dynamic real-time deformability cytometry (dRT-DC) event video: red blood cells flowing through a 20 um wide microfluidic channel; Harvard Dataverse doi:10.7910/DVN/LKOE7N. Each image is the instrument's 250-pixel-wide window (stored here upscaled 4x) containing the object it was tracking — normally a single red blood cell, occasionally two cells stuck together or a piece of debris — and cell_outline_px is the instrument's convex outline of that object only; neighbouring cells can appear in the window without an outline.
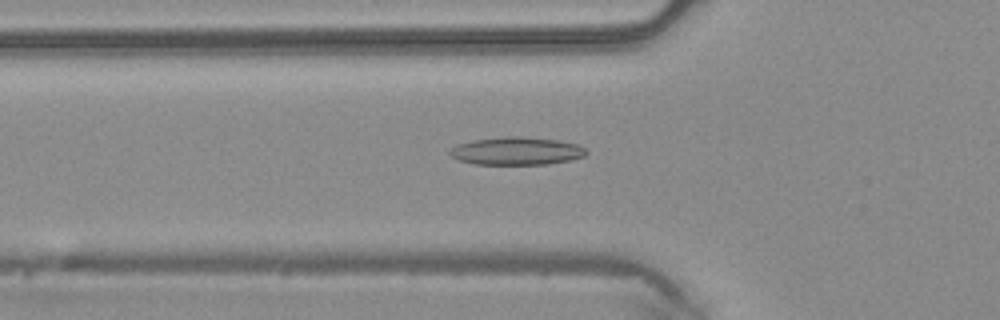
{"species": "common noctule bat (a hibernating species)", "species_latin": "Nyctalus noctula", "temperature_condition": "warm", "stored_images_in_passage": 43, "camera_frame_rate_fps": 3000, "um_per_image_px": 0.085, "animal": {"sex": "male", "body_mass_g": 20.4}, "frame": {"image": 1, "passage_image": 12, "time_ms": 3.667, "image_size_px": [1000, 320], "cell_outline_px": [[588, 152], [584, 156], [572, 160], [548, 164], [472, 164], [460, 160], [452, 156], [448, 152], [456, 144], [472, 140], [504, 136], [520, 136], [560, 140], [580, 144]], "centroid_in_image_um": [43.94, 12.83], "position_along_channel_um": 81.9, "area_um2": 22.37}}
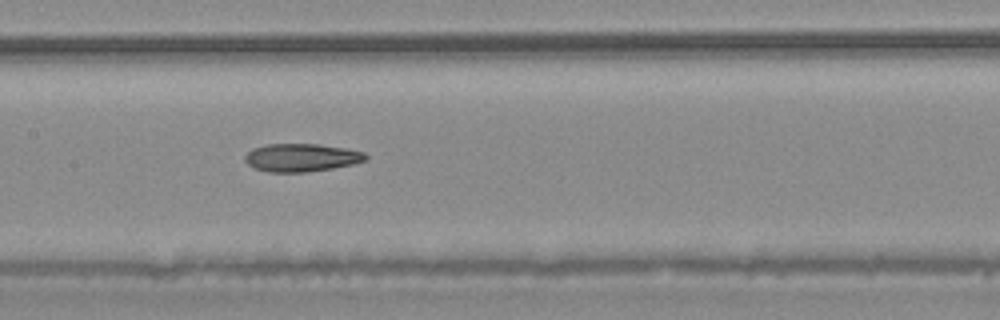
{"frame": {"image": 2, "passage_image": 19, "time_ms": 6.0, "image_size_px": [1000, 320], "cell_outline_px": [[368, 160], [352, 164], [332, 168], [308, 172], [268, 172], [252, 168], [244, 160], [244, 156], [252, 148], [268, 144], [320, 144], [344, 148], [364, 152], [368, 156]], "centroid_in_image_um": [25.6, 13.4], "position_along_channel_um": 181.8, "area_um2": 19.83}}
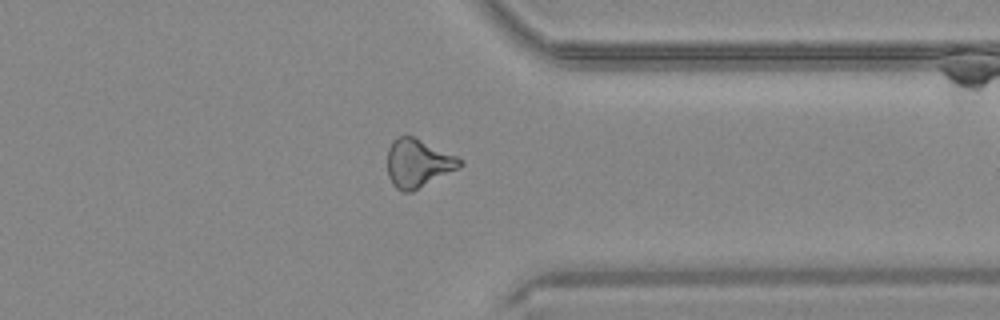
{"frame": {"image": 3, "passage_image": 33, "time_ms": 10.667, "image_size_px": [1000, 320], "cell_outline_px": [[464, 164], [460, 168], [412, 192], [400, 192], [392, 184], [388, 176], [388, 148], [392, 140], [396, 136], [412, 136], [456, 156], [464, 160]], "centroid_in_image_um": [35.53, 13.89], "position_along_channel_um": 375.9, "area_um2": 20.52}, "authors_computed_cell_mechanics": {"area_um2": 20.4034, "velocity_mm_per_s": 4.2372, "shape_relaxation_time_tau1_ms": 10.0026, "shape_relaxation_time_tau2_ms": 2.96, "deformation_change_tau1": 0.2204, "deformation_change_tau2": 0.1213}}